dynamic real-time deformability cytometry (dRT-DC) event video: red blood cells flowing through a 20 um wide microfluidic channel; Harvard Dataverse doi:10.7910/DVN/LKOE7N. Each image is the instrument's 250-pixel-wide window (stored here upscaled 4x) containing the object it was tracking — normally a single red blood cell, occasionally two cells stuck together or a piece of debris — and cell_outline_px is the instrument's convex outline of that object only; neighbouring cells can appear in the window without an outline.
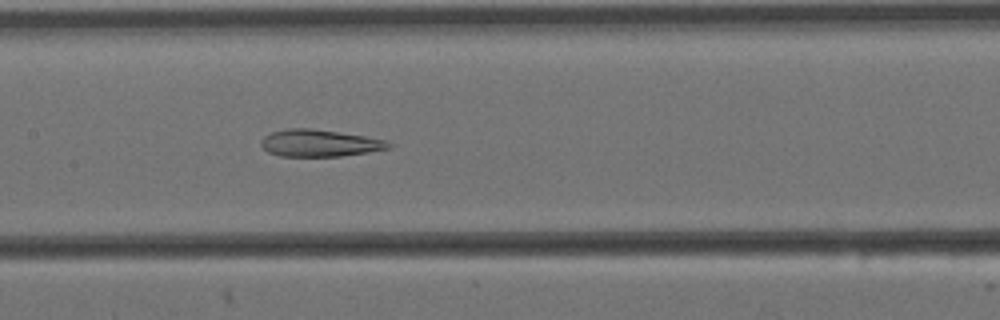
{"species": "Egyptian fruit bat (a non-hibernating species)", "species_latin": "Rousettus aegyptiacus", "temperature_condition": "cold", "stored_images_in_passage": 6, "camera_frame_rate_fps": 3000, "um_per_image_px": 0.085, "animal": {"sex": "female"}, "frame": {"image": 1, "passage_image": 6, "time_ms": 1.667, "image_size_px": [1000, 320], "cell_outline_px": [[396, 144], [392, 148], [368, 152], [340, 156], [280, 156], [268, 152], [260, 144], [260, 140], [264, 136], [272, 132], [288, 128], [308, 128], [364, 136], [384, 140]], "centroid_in_image_um": [27.17, 12.17], "position_along_channel_um": 180.2, "area_um2": 20.0}}